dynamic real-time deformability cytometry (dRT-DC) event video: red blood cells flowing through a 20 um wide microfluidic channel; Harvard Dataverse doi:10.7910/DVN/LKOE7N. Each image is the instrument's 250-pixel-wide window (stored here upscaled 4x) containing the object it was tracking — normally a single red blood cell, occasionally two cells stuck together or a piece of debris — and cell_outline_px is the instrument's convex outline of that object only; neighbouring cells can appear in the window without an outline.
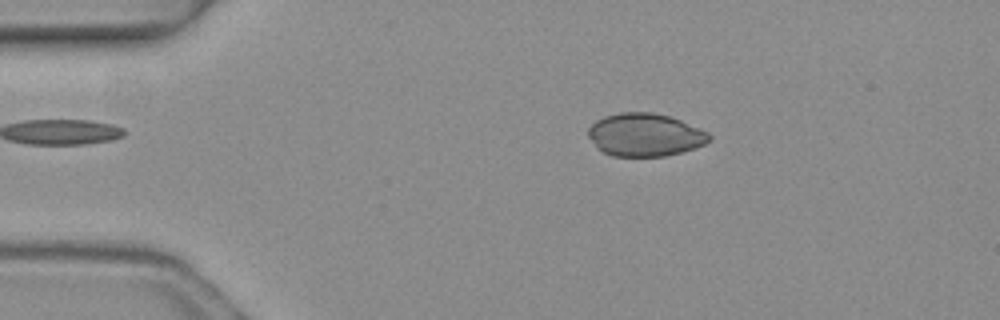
{"species": "common noctule bat (a hibernating species)", "species_latin": "Nyctalus noctula", "temperature_condition": "warm", "stored_images_in_passage": 4, "camera_frame_rate_fps": 3000, "um_per_image_px": 0.085, "animal": {"sex": "female", "body_mass_g": 19.3, "forearm_length_mm": 54.1}, "frame": {"image": 1, "passage_image": 2, "time_ms": 0.333, "image_size_px": [1000, 320], "cell_outline_px": [[712, 136], [704, 144], [680, 152], [664, 156], [612, 156], [596, 148], [588, 136], [588, 128], [596, 120], [604, 116], [620, 112], [652, 112], [668, 116], [680, 120], [700, 128], [708, 132]], "centroid_in_image_um": [54.79, 11.45], "position_along_channel_um": 30.2, "area_um2": 30.17}}